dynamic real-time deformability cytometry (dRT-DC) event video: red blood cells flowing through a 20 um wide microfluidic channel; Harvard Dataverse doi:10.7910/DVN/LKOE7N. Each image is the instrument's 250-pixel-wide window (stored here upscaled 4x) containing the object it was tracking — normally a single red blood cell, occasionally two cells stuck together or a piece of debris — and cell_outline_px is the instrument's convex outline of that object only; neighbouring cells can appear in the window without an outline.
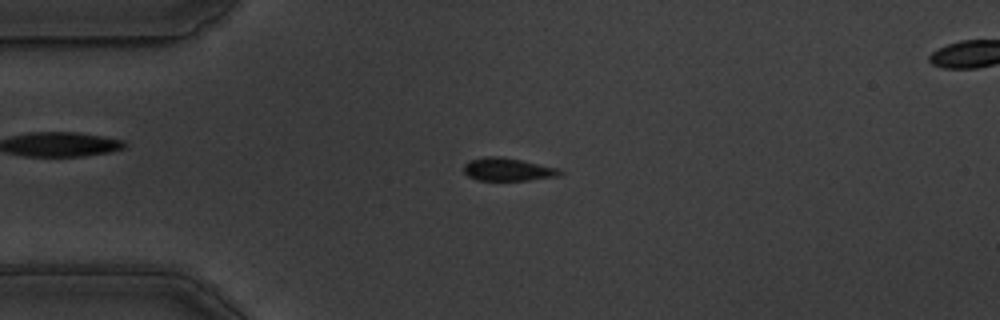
{"species": "common noctule bat (a hibernating species)", "species_latin": "Nyctalus noctula", "temperature_condition": "warm", "stored_images_in_passage": 56, "camera_frame_rate_fps": 3000, "um_per_image_px": 0.085, "animal": {"sex": "male", "body_mass_g": 19.5, "forearm_length_mm": 54.6}, "frame": {"image": 1, "passage_image": 13, "time_ms": 4.0, "image_size_px": [1000, 320], "cell_outline_px": [[564, 172], [560, 176], [528, 180], [476, 180], [468, 176], [464, 172], [464, 164], [472, 160], [484, 156], [500, 156], [560, 168]], "centroid_in_image_um": [43.19, 14.4], "position_along_channel_um": 41.8, "area_um2": 12.89}}
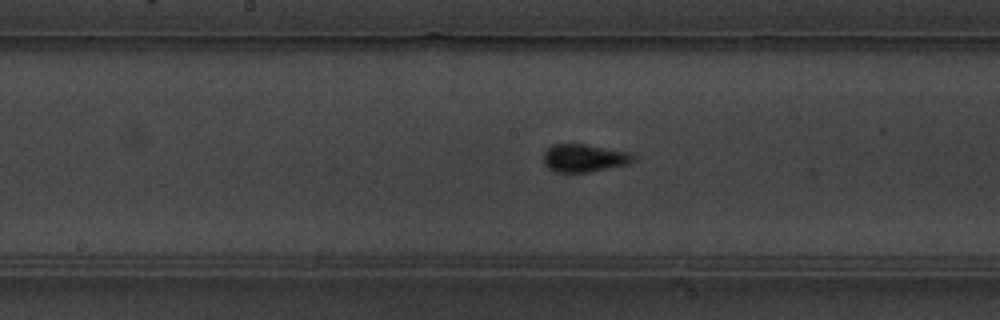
{"frame": {"image": 2, "passage_image": 28, "time_ms": 9.0, "image_size_px": [1000, 320], "cell_outline_px": [[636, 160], [628, 164], [588, 172], [552, 172], [544, 164], [544, 152], [552, 144], [584, 144], [628, 152], [636, 156]], "centroid_in_image_um": [49.64, 13.44], "position_along_channel_um": 198.6, "area_um2": 14.57}}
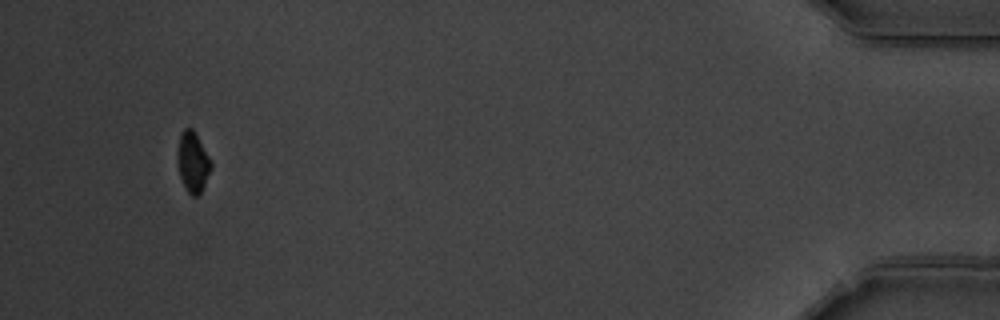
{"frame": {"image": 3, "passage_image": 53, "time_ms": 17.333, "image_size_px": [1000, 320], "cell_outline_px": [[212, 168], [200, 192], [196, 196], [192, 196], [188, 192], [180, 176], [176, 160], [176, 152], [180, 132], [184, 128], [192, 128], [208, 156], [212, 164]], "centroid_in_image_um": [16.35, 13.74], "position_along_channel_um": 418.9, "area_um2": 11.68}, "authors_computed_cell_mechanics": {"area_um2": 13.1495, "velocity_mm_per_s": 3.5472, "shape_relaxation_time_tau1_ms": 2.5555, "shape_relaxation_time_tau2_ms": null, "deformation_change_tau1": 0.0799, "deformation_change_tau2": null}}